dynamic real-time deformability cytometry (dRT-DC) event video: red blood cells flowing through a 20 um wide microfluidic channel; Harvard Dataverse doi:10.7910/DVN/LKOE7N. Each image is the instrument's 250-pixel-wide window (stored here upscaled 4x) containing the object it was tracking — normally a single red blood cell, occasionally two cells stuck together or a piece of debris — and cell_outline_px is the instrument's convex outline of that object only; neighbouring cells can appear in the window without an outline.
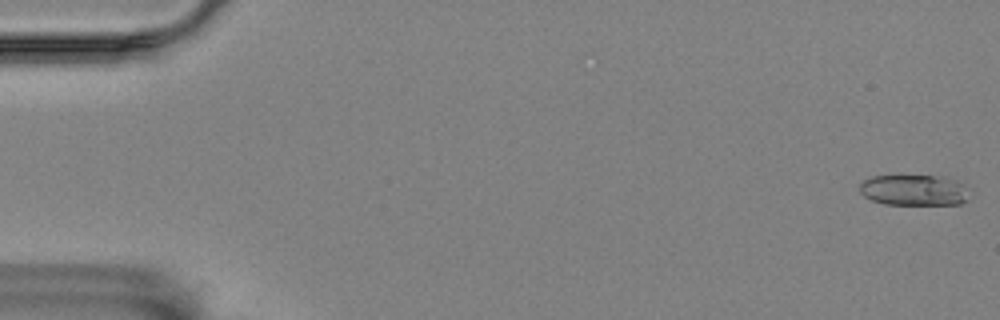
{"species": "Egyptian fruit bat (a non-hibernating species)", "species_latin": "Rousettus aegyptiacus", "temperature_condition": "room temperature", "stored_images_in_passage": 15, "camera_frame_rate_fps": 3000, "um_per_image_px": 0.085, "animal": {"sex": "female"}, "frame": {"image": 1, "passage_image": 1, "time_ms": 0.0, "image_size_px": [1000, 320], "cell_outline_px": [[964, 200], [960, 204], [884, 204], [872, 200], [864, 196], [860, 192], [860, 184], [864, 180], [872, 176], [896, 172], [948, 176], [956, 180], [960, 184]], "centroid_in_image_um": [77.54, 16.08], "position_along_channel_um": 7.5, "area_um2": 20.23}}